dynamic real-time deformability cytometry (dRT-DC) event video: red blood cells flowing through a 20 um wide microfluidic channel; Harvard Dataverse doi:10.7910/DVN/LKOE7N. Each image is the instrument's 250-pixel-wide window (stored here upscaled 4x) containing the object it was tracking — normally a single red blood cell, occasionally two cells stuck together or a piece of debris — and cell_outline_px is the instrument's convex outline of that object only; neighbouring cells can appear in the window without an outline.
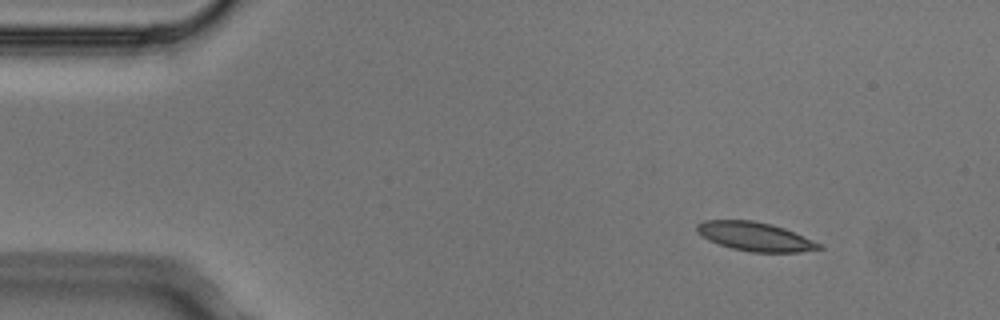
{"species": "Egyptian fruit bat (a non-hibernating species)", "species_latin": "Rousettus aegyptiacus", "temperature_condition": "cold", "stored_images_in_passage": 4, "camera_frame_rate_fps": 3000, "um_per_image_px": 0.085, "animal": {"sex": "male"}, "frame": {"image": 1, "passage_image": 1, "time_ms": 0.0, "image_size_px": [1000, 320], "cell_outline_px": [[824, 248], [800, 252], [752, 252], [732, 248], [708, 240], [696, 232], [696, 224], [704, 220], [752, 220], [772, 224], [784, 228], [812, 240], [820, 244]], "centroid_in_image_um": [64.14, 20.1], "position_along_channel_um": 20.9, "area_um2": 20.4}}